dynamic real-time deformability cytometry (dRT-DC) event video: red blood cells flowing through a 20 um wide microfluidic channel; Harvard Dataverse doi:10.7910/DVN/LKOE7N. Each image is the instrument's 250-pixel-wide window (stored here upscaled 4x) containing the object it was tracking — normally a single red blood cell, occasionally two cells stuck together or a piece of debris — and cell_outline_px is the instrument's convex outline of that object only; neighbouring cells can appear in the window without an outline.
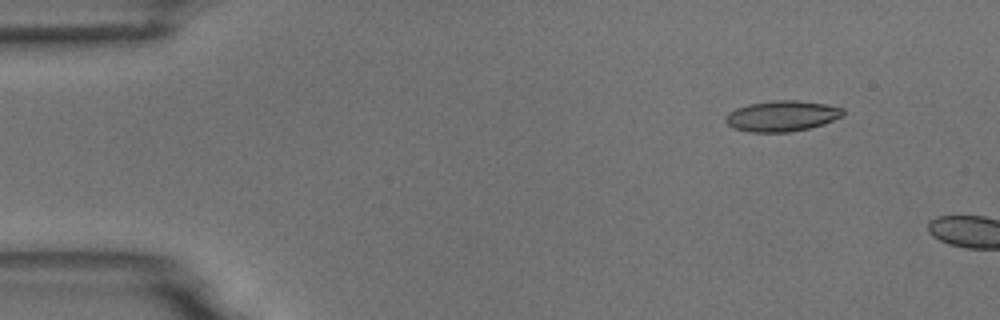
{"species": "common noctule bat (a hibernating species)", "species_latin": "Nyctalus noctula", "temperature_condition": "room temperature", "stored_images_in_passage": 2, "camera_frame_rate_fps": 3000, "um_per_image_px": 0.085, "animal": {"sex": "male", "body_mass_g": 18.8}, "frame": {"image": 1, "passage_image": 1, "time_ms": 0.0, "image_size_px": [1000, 320], "cell_outline_px": [[844, 116], [824, 124], [808, 128], [788, 132], [748, 132], [732, 128], [724, 120], [724, 116], [728, 112], [736, 108], [748, 104], [772, 100], [796, 100], [824, 104], [844, 108]], "centroid_in_image_um": [66.44, 9.86], "position_along_channel_um": 18.6, "area_um2": 21.21}}